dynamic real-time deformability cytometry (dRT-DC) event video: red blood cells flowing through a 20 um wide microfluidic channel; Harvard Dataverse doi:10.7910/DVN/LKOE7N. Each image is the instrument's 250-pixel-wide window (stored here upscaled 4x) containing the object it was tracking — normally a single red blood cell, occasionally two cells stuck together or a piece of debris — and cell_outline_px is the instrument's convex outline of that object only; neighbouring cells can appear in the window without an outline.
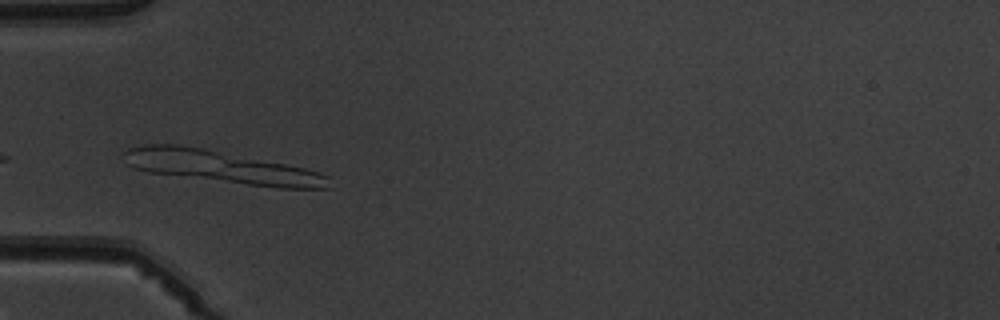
{"species": "common noctule bat (a hibernating species)", "species_latin": "Nyctalus noctula", "temperature_condition": "warm", "stored_images_in_passage": 4, "camera_frame_rate_fps": 3000, "um_per_image_px": 0.085, "animal": {"sex": "male", "body_mass_g": 19.5, "forearm_length_mm": 54.6}, "frame": {"image": 1, "passage_image": 3, "time_ms": 3.333, "image_size_px": [1000, 320], "cell_outline_px": [[328, 188], [276, 188], [148, 172], [124, 164], [120, 156], [128, 148], [144, 144], [176, 144], [204, 148], [304, 168], [320, 172], [328, 176]], "centroid_in_image_um": [18.72, 14.17], "position_along_channel_um": 66.3, "area_um2": 38.49}}